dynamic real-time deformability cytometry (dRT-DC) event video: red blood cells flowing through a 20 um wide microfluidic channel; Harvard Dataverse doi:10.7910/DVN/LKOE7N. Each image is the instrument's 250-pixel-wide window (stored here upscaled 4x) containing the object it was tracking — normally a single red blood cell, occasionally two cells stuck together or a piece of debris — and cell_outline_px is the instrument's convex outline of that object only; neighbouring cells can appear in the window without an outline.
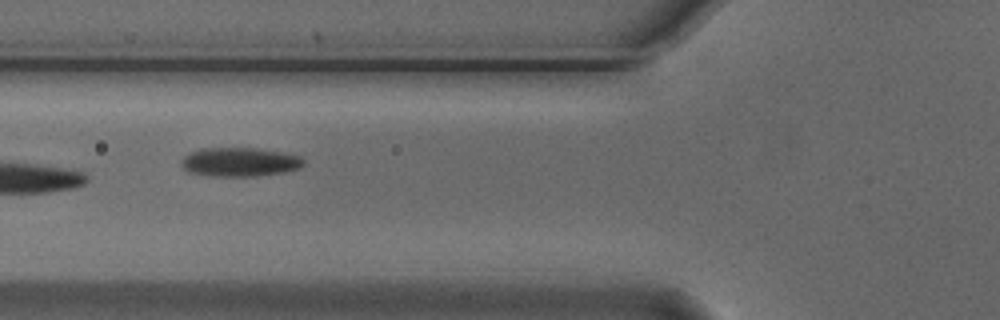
{"species": "Egyptian fruit bat (a non-hibernating species)", "species_latin": "Rousettus aegyptiacus", "temperature_condition": "cold", "stored_images_in_passage": 9, "camera_frame_rate_fps": 3000, "um_per_image_px": 0.085, "animal": {"sex": "male"}, "frame": {"image": 1, "passage_image": 6, "time_ms": 1.667, "image_size_px": [1000, 320], "cell_outline_px": [[304, 164], [300, 168], [284, 172], [256, 176], [208, 176], [188, 172], [180, 164], [180, 160], [184, 156], [200, 148], [256, 148], [280, 152], [300, 156], [304, 160]], "centroid_in_image_um": [20.35, 13.77], "position_along_channel_um": 105.5, "area_um2": 20.69}}
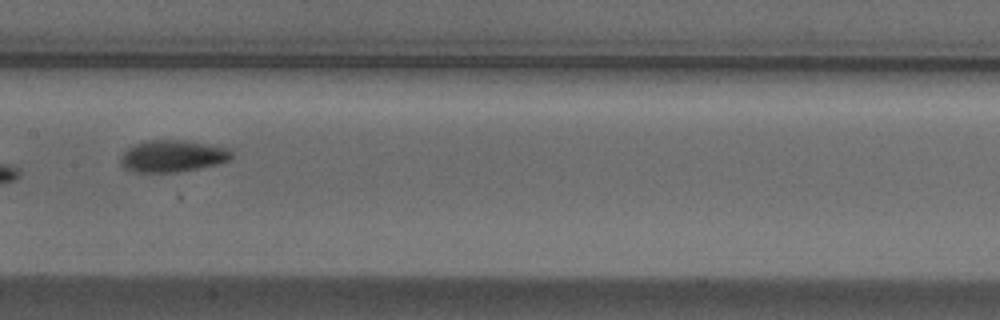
{"frame": {"image": 2, "passage_image": 8, "time_ms": 2.333, "image_size_px": [1000, 320], "cell_outline_px": [[232, 156], [228, 160], [216, 164], [200, 168], [180, 172], [132, 172], [124, 168], [120, 164], [120, 156], [128, 148], [136, 144], [148, 140], [184, 140], [232, 148]], "centroid_in_image_um": [14.66, 13.27], "position_along_channel_um": 192.7, "area_um2": 20.75}}
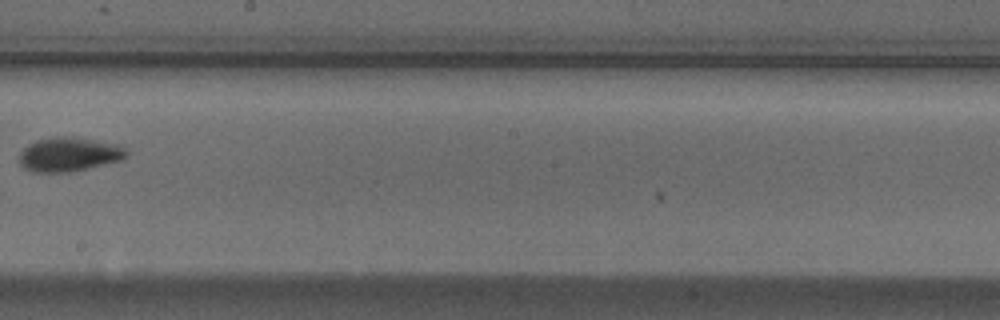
{"frame": {"image": 3, "passage_image": 9, "time_ms": 2.667, "image_size_px": [1000, 320], "cell_outline_px": [[128, 156], [120, 160], [72, 172], [32, 172], [24, 168], [20, 164], [20, 152], [28, 144], [40, 140], [56, 136], [72, 136], [120, 144], [128, 148]], "centroid_in_image_um": [5.91, 13.11], "position_along_channel_um": 242.3, "area_um2": 21.5}}